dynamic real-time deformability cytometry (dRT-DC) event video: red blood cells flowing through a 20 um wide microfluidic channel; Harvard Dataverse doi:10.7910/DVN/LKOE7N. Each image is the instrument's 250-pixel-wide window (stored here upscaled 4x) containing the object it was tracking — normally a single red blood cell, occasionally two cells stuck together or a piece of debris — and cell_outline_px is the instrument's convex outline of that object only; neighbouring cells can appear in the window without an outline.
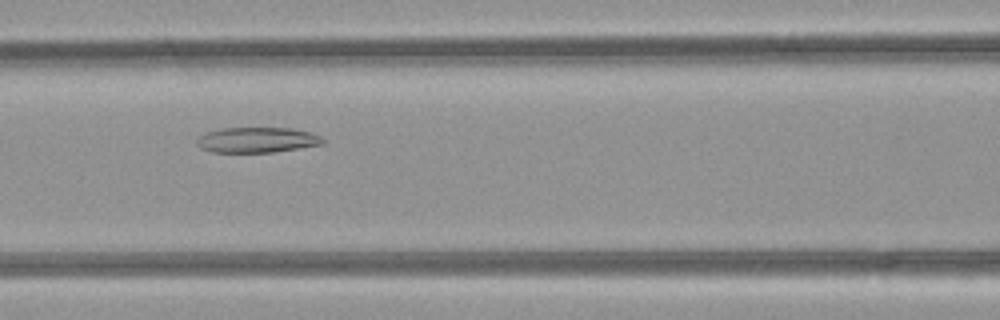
{"species": "common noctule bat (a hibernating species)", "species_latin": "Nyctalus noctula", "temperature_condition": "room temperature", "stored_images_in_passage": 35, "camera_frame_rate_fps": 3000, "um_per_image_px": 0.085, "animal": {"sex": "female", "body_mass_g": 21.9}, "frame": {"image": 1, "passage_image": 11, "time_ms": 3.333, "image_size_px": [1000, 320], "cell_outline_px": [[324, 144], [272, 152], [212, 152], [200, 148], [196, 144], [196, 140], [204, 132], [224, 128], [292, 128], [312, 132], [320, 136], [324, 140]], "centroid_in_image_um": [21.84, 11.89], "position_along_channel_um": 144.8, "area_um2": 18.67}}
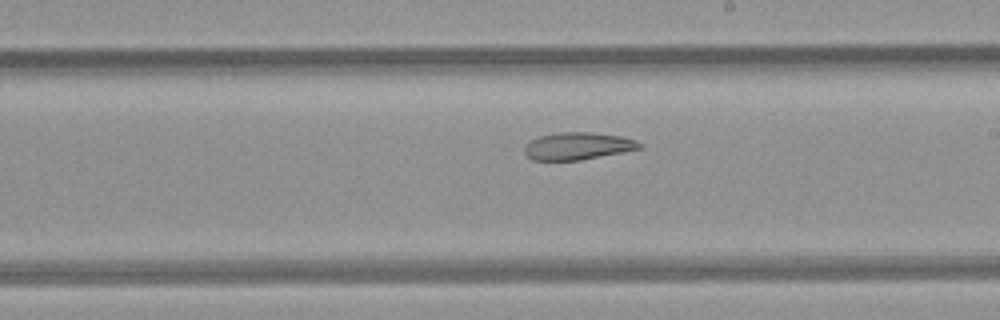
{"frame": {"image": 2, "passage_image": 18, "time_ms": 5.667, "image_size_px": [1000, 320], "cell_outline_px": [[640, 148], [580, 160], [532, 160], [524, 152], [524, 148], [532, 140], [540, 136], [560, 132], [592, 132], [624, 136], [636, 140], [640, 144]], "centroid_in_image_um": [49.1, 12.4], "position_along_channel_um": 239.9, "area_um2": 18.03}}
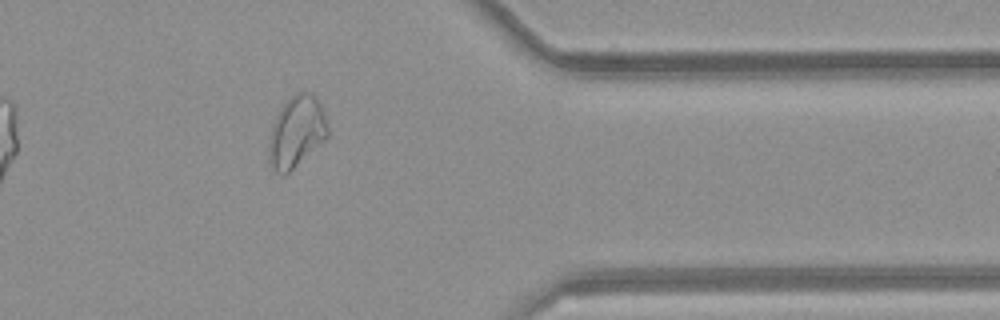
{"frame": {"image": 3, "passage_image": 30, "time_ms": 9.667, "image_size_px": [1000, 320], "cell_outline_px": [[328, 136], [324, 140], [284, 176], [280, 176], [272, 168], [268, 160], [268, 144], [272, 128], [276, 116], [280, 108], [292, 96], [300, 92], [312, 92], [316, 96], [324, 112], [328, 128]], "centroid_in_image_um": [25.19, 11.21], "position_along_channel_um": 386.2, "area_um2": 24.28}, "authors_computed_cell_mechanics": {"area_um2": 20.8658, "velocity_mm_per_s": 4.0783, "shape_relaxation_time_tau1_ms": null, "shape_relaxation_time_tau2_ms": 9.0961, "deformation_change_tau1": null, "deformation_change_tau2": 0.1749}}